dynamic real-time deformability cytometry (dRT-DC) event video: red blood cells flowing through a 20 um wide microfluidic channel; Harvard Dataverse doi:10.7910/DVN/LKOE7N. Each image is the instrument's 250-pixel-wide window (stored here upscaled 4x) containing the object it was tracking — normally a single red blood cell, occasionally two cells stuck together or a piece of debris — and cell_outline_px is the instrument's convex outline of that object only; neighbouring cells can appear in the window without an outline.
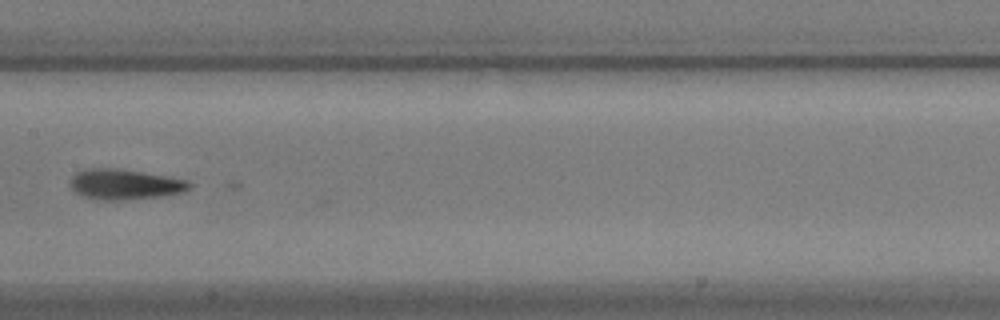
{"species": "common noctule bat (a hibernating species)", "species_latin": "Nyctalus noctula", "temperature_condition": "warm", "stored_images_in_passage": 31, "camera_frame_rate_fps": 3000, "um_per_image_px": 0.085, "animal": {"sex": "male", "body_mass_g": 17.9}, "frame": {"image": 1, "passage_image": 10, "time_ms": 3.0, "image_size_px": [1000, 320], "cell_outline_px": [[192, 188], [184, 192], [160, 196], [124, 200], [100, 200], [84, 196], [76, 192], [68, 184], [72, 176], [76, 172], [84, 168], [116, 168], [144, 172], [168, 176], [188, 180], [192, 184]], "centroid_in_image_um": [10.62, 15.66], "position_along_channel_um": 196.8, "area_um2": 21.33}}
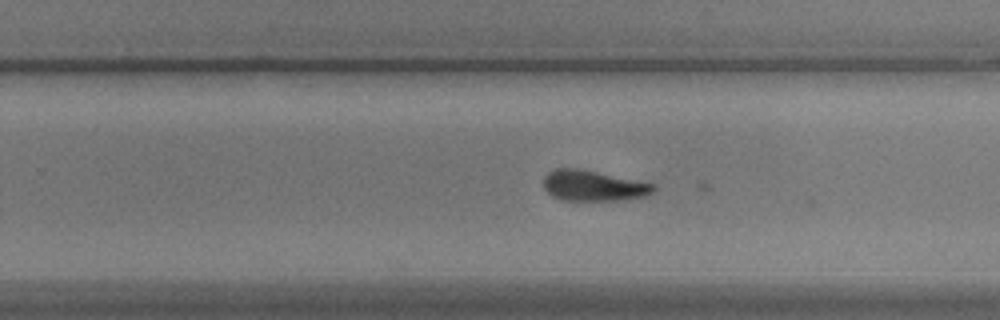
{"frame": {"image": 2, "passage_image": 17, "time_ms": 5.333, "image_size_px": [1000, 320], "cell_outline_px": [[656, 188], [652, 192], [644, 196], [616, 200], [560, 200], [552, 196], [544, 188], [544, 176], [552, 168], [580, 168], [656, 184]], "centroid_in_image_um": [50.4, 15.77], "position_along_channel_um": 279.4, "area_um2": 19.65}}
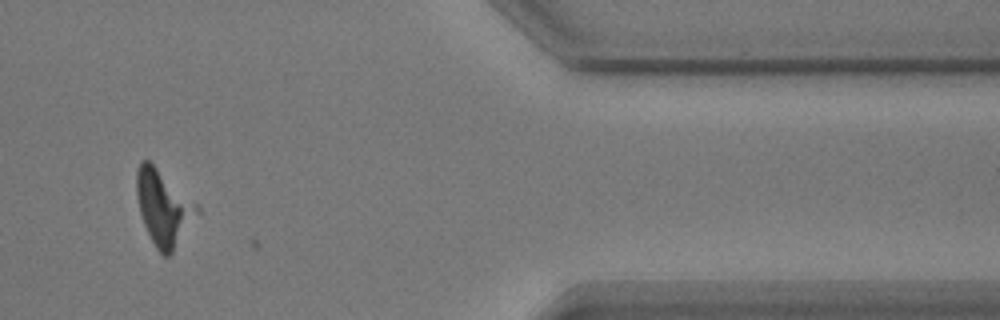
{"frame": {"image": 3, "passage_image": 30, "time_ms": 9.667, "image_size_px": [1000, 320], "cell_outline_px": [[200, 212], [172, 252], [168, 256], [164, 256], [156, 248], [144, 224], [140, 212], [136, 196], [136, 172], [140, 160], [148, 160], [196, 204], [200, 208]], "centroid_in_image_um": [13.87, 17.66], "position_along_channel_um": 397.5, "area_um2": 25.78}}